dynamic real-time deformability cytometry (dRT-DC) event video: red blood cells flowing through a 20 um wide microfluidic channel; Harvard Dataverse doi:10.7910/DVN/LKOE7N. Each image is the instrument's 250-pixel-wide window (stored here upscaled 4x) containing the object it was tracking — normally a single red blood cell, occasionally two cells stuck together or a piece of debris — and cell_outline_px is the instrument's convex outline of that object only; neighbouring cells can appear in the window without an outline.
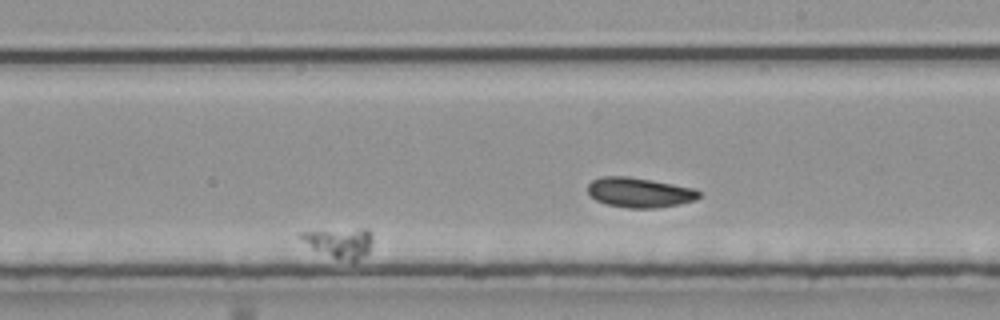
{"species": "common noctule bat (a hibernating species)", "species_latin": "Nyctalus noctula", "temperature_condition": "room temperature", "stored_images_in_passage": 34, "camera_frame_rate_fps": 3000, "um_per_image_px": 0.085, "animal": {"sex": "male", "body_mass_g": 20.4}, "frame": {"image": 1, "passage_image": 20, "time_ms": 6.333, "image_size_px": [1000, 320], "cell_outline_px": [[372, 240], [368, 252], [364, 256], [356, 260], [348, 260], [332, 256], [312, 248], [296, 236], [300, 232], [360, 228], [368, 228], [372, 232]], "centroid_in_image_um": [28.89, 20.59], "position_along_channel_um": 260.1, "area_um2": 12.31}}
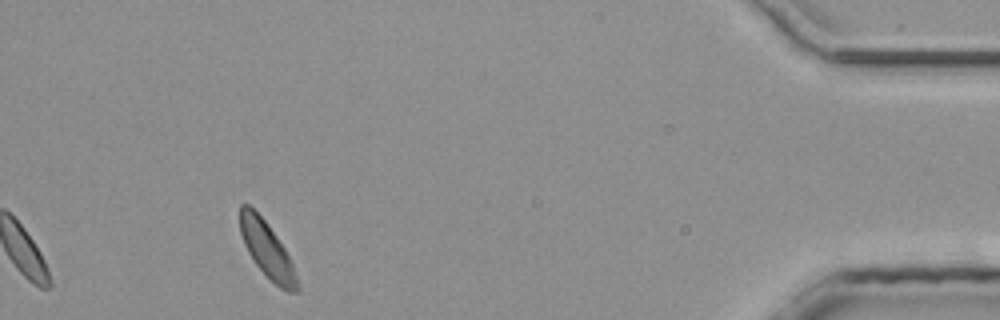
{"frame": {"image": 2, "passage_image": 34, "time_ms": 11.0, "image_size_px": [1000, 320], "cell_outline_px": [[300, 288], [296, 292], [288, 292], [280, 288], [252, 260], [244, 244], [240, 232], [240, 204], [248, 204], [268, 224], [284, 248], [292, 264]], "centroid_in_image_um": [22.68, 21.22], "position_along_channel_um": 412.5, "area_um2": 18.15}}